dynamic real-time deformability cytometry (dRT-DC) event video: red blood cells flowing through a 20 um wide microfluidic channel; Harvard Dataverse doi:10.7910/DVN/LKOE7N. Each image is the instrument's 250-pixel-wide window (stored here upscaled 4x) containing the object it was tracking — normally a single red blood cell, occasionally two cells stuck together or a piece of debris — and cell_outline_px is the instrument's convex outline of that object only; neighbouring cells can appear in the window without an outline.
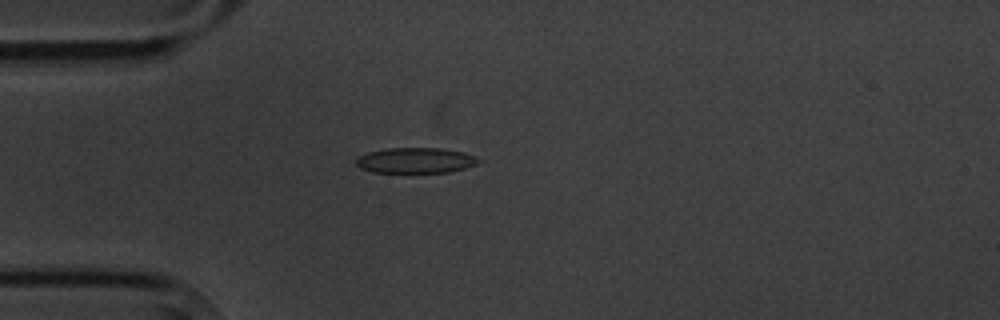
{"species": "common noctule bat (a hibernating species)", "species_latin": "Nyctalus noctula", "temperature_condition": "cold", "stored_images_in_passage": 1, "camera_frame_rate_fps": 3000, "um_per_image_px": 0.085, "animal": {"sex": "male", "body_mass_g": 20.1, "forearm_length_mm": 53.5}, "frame": {"image": 1, "passage_image": 1, "time_ms": 0.0, "image_size_px": [1000, 320], "cell_outline_px": [[480, 160], [476, 164], [464, 168], [448, 172], [372, 172], [360, 168], [356, 164], [356, 160], [360, 156], [368, 152], [388, 148], [440, 148], [464, 152]], "centroid_in_image_um": [35.29, 13.63], "position_along_channel_um": 49.7, "area_um2": 17.92}}